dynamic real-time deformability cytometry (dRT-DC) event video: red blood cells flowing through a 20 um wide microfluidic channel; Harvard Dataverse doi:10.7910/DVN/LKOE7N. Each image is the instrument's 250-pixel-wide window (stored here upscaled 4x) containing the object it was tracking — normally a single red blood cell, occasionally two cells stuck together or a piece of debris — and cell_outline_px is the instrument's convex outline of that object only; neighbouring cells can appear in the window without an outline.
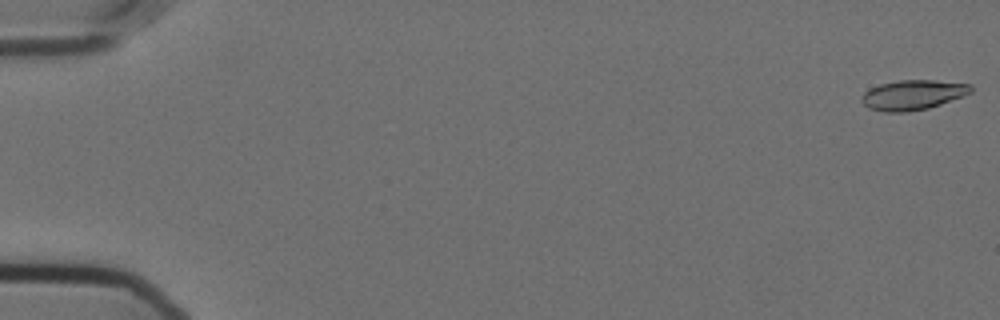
{"species": "Egyptian fruit bat (a non-hibernating species)", "species_latin": "Rousettus aegyptiacus", "temperature_condition": "cold", "stored_images_in_passage": 46, "camera_frame_rate_fps": 3000, "um_per_image_px": 0.085, "animal": {"sex": "female"}, "frame": {"image": 1, "passage_image": 1, "time_ms": 0.0, "image_size_px": [1000, 320], "cell_outline_px": [[972, 92], [964, 96], [928, 108], [908, 112], [884, 112], [868, 108], [860, 100], [860, 96], [864, 92], [880, 84], [900, 80], [936, 80], [972, 84]], "centroid_in_image_um": [77.6, 8.07], "position_along_channel_um": 7.4, "area_um2": 19.13}}
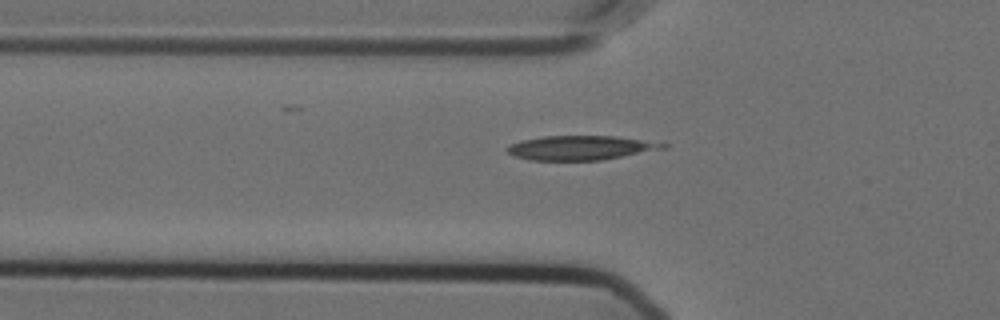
{"frame": {"image": 2, "passage_image": 20, "time_ms": 6.333, "image_size_px": [1000, 320], "cell_outline_px": [[668, 148], [600, 160], [528, 160], [516, 156], [508, 152], [504, 148], [508, 144], [520, 140], [544, 136], [616, 136], [668, 144]], "centroid_in_image_um": [49.31, 12.56], "position_along_channel_um": 76.5, "area_um2": 22.02}}
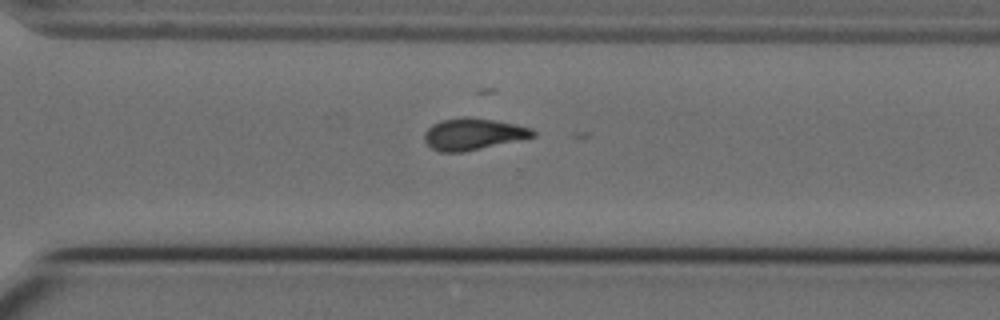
{"frame": {"image": 3, "passage_image": 41, "time_ms": 13.333, "image_size_px": [1000, 320], "cell_outline_px": [[536, 136], [464, 152], [440, 152], [432, 148], [424, 140], [424, 132], [432, 124], [440, 120], [460, 116], [468, 116], [516, 124], [532, 128], [536, 132]], "centroid_in_image_um": [40.19, 11.38], "position_along_channel_um": 330.4, "area_um2": 20.11}}